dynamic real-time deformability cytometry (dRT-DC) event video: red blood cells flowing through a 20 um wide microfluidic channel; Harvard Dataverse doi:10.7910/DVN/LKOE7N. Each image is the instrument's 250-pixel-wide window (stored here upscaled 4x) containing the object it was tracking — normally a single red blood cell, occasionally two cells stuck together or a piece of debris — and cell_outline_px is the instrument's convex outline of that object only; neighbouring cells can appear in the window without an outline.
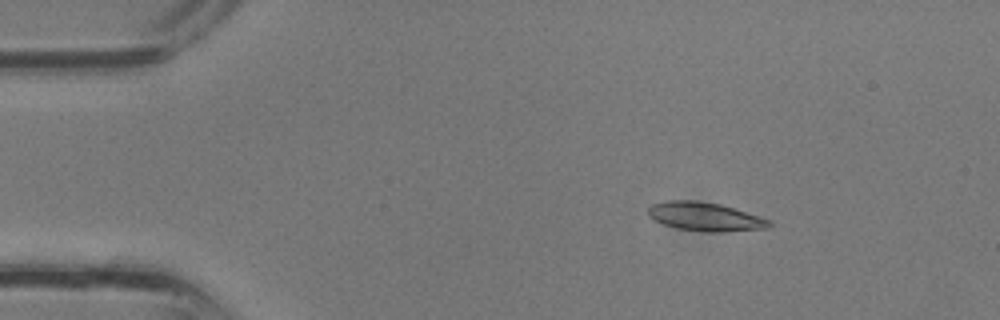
{"species": "common noctule bat (a hibernating species)", "species_latin": "Nyctalus noctula", "temperature_condition": "room temperature", "stored_images_in_passage": 10, "camera_frame_rate_fps": 3000, "um_per_image_px": 0.085, "animal": {"sex": "male", "body_mass_g": 13.3}, "frame": {"image": 1, "passage_image": 6, "time_ms": 1.667, "image_size_px": [1000, 320], "cell_outline_px": [[772, 224], [768, 228], [720, 232], [704, 232], [676, 228], [664, 224], [648, 216], [648, 208], [652, 204], [664, 200], [696, 200], [720, 204], [772, 220]], "centroid_in_image_um": [59.92, 18.41], "position_along_channel_um": 25.1, "area_um2": 20.29}}